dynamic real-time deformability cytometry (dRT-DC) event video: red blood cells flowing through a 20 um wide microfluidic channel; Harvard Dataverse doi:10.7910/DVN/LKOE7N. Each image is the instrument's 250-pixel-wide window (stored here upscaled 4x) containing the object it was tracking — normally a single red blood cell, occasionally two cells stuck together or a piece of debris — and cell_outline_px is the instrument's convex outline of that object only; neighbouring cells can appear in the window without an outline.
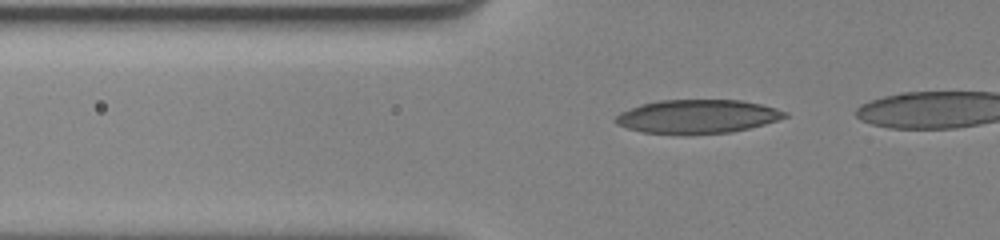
{"species": "human", "species_latin": "Homo sapiens", "temperature_condition": "cold", "stored_images_in_passage": 39, "camera_frame_rate_fps": 3000, "um_per_image_px": 0.085, "donor": {"sex": "female"}, "frame": {"image": 1, "passage_image": 7, "time_ms": 2.0, "image_size_px": [1000, 240], "cell_outline_px": [[788, 116], [764, 124], [732, 132], [644, 132], [628, 128], [616, 124], [612, 120], [620, 112], [640, 104], [660, 100], [740, 100], [760, 104], [776, 108], [788, 112]], "centroid_in_image_um": [59.27, 9.86], "position_along_channel_um": 66.5, "area_um2": 32.43}}
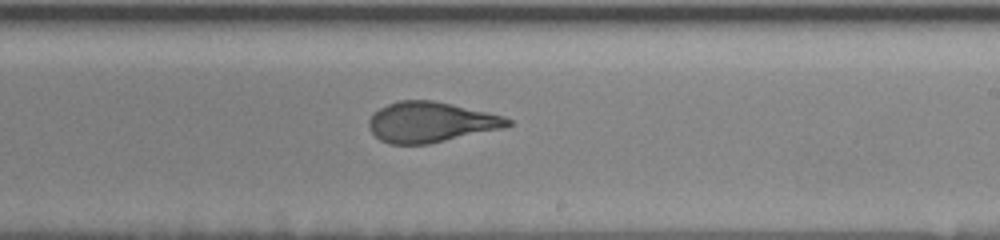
{"frame": {"image": 2, "passage_image": 24, "time_ms": 7.667, "image_size_px": [1000, 240], "cell_outline_px": [[512, 124], [500, 128], [428, 144], [388, 144], [380, 140], [368, 128], [368, 120], [380, 108], [388, 104], [400, 100], [432, 100], [452, 104], [488, 112], [504, 116], [512, 120]], "centroid_in_image_um": [36.58, 10.38], "position_along_channel_um": 252.4, "area_um2": 32.31}}
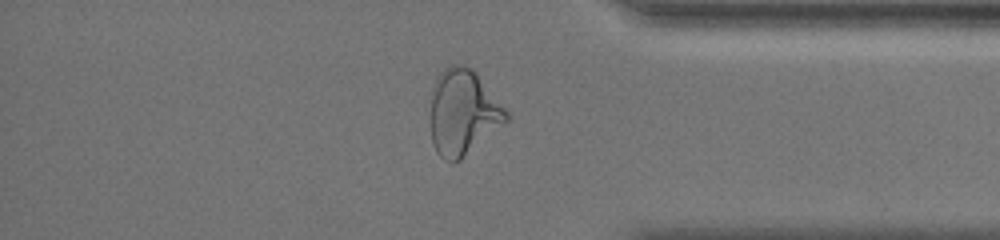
{"frame": {"image": 3, "passage_image": 37, "time_ms": 12.0, "image_size_px": [1000, 240], "cell_outline_px": [[508, 120], [460, 160], [452, 164], [444, 160], [436, 152], [432, 144], [428, 120], [432, 88], [440, 72], [444, 68], [452, 64], [460, 64], [472, 68], [476, 72], [508, 112]], "centroid_in_image_um": [39.29, 9.57], "position_along_channel_um": 395.9, "area_um2": 38.21}}